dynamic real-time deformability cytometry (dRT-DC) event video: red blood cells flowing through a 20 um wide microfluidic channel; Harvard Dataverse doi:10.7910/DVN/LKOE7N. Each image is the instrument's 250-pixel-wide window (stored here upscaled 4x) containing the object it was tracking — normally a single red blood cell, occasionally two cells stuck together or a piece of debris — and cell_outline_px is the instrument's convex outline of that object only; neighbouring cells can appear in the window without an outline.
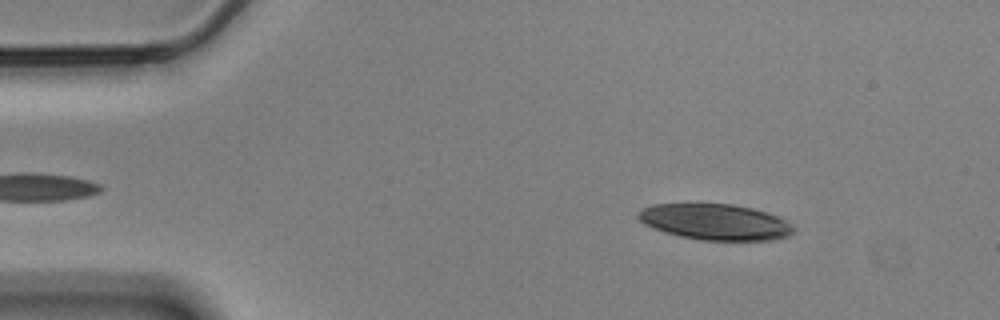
{"species": "Egyptian fruit bat (a non-hibernating species)", "species_latin": "Rousettus aegyptiacus", "temperature_condition": "cold", "stored_images_in_passage": 56, "camera_frame_rate_fps": 3000, "um_per_image_px": 0.085, "animal": {"sex": "male"}, "frame": {"image": 1, "passage_image": 7, "time_ms": 2.0, "image_size_px": [1000, 320], "cell_outline_px": [[796, 228], [788, 236], [772, 240], [700, 240], [680, 236], [664, 232], [644, 224], [636, 216], [640, 208], [652, 204], [732, 204], [752, 208], [768, 212], [780, 216]], "centroid_in_image_um": [60.8, 18.86], "position_along_channel_um": 24.2, "area_um2": 32.71}}
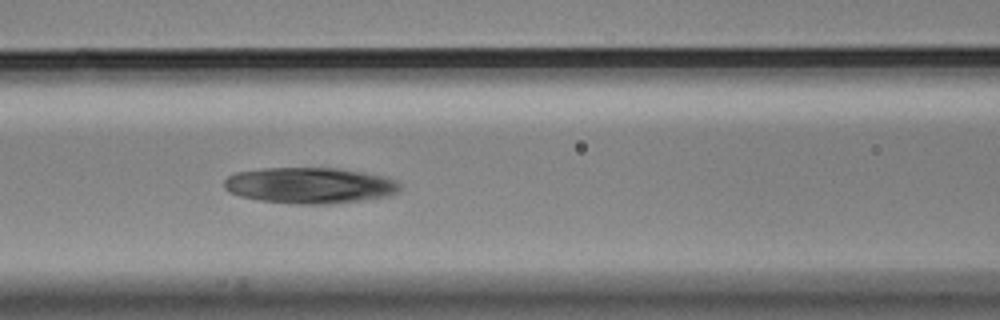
{"frame": {"image": 2, "passage_image": 23, "time_ms": 7.333, "image_size_px": [1000, 320], "cell_outline_px": [[404, 184], [400, 192], [388, 196], [360, 200], [328, 204], [296, 204], [260, 200], [240, 196], [228, 192], [224, 188], [224, 180], [228, 176], [236, 172], [264, 168], [336, 168], [364, 172], [384, 176], [396, 180]], "centroid_in_image_um": [26.37, 15.76], "position_along_channel_um": 140.2, "area_um2": 37.17}}
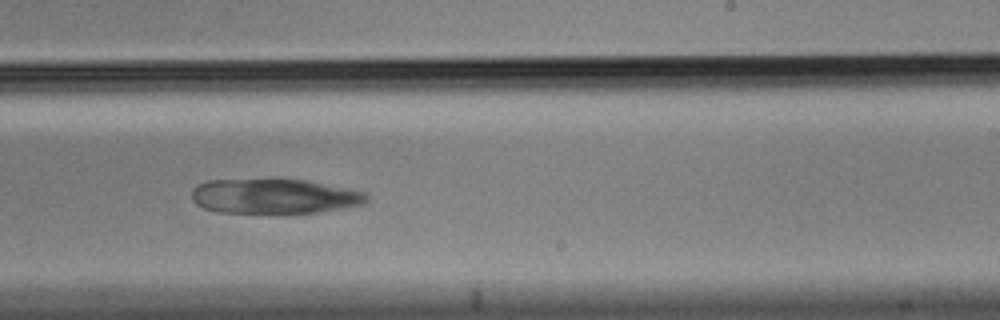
{"frame": {"image": 3, "passage_image": 34, "time_ms": 11.0, "image_size_px": [1000, 320], "cell_outline_px": [[368, 200], [364, 204], [320, 212], [216, 212], [204, 208], [196, 204], [192, 200], [192, 188], [196, 184], [208, 180], [308, 180], [364, 192], [368, 196]], "centroid_in_image_um": [23.29, 16.68], "position_along_channel_um": 265.7, "area_um2": 35.14}}